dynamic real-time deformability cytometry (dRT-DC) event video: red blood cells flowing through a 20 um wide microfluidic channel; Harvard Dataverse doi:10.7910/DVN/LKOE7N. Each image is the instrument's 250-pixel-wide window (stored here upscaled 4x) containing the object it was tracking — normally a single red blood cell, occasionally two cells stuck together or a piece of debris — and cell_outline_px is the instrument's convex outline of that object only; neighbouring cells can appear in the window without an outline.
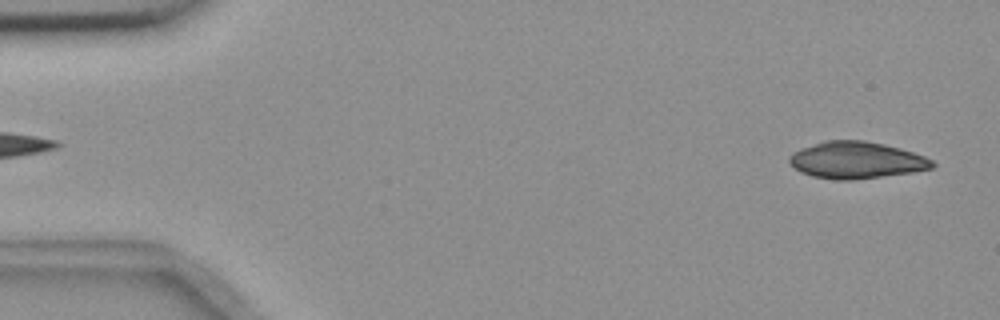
{"species": "common noctule bat (a hibernating species)", "species_latin": "Nyctalus noctula", "temperature_condition": "room temperature", "stored_images_in_passage": 51, "camera_frame_rate_fps": 3000, "um_per_image_px": 0.085, "animal": {"sex": "female", "body_mass_g": 18.4}, "frame": {"image": 1, "passage_image": 2, "time_ms": 0.333, "image_size_px": [1000, 320], "cell_outline_px": [[936, 164], [932, 168], [912, 172], [852, 180], [836, 180], [812, 176], [800, 172], [788, 160], [788, 156], [792, 152], [800, 148], [824, 140], [864, 140], [884, 144], [900, 148], [924, 156], [932, 160]], "centroid_in_image_um": [72.76, 13.6], "position_along_channel_um": 12.2, "area_um2": 30.69}}